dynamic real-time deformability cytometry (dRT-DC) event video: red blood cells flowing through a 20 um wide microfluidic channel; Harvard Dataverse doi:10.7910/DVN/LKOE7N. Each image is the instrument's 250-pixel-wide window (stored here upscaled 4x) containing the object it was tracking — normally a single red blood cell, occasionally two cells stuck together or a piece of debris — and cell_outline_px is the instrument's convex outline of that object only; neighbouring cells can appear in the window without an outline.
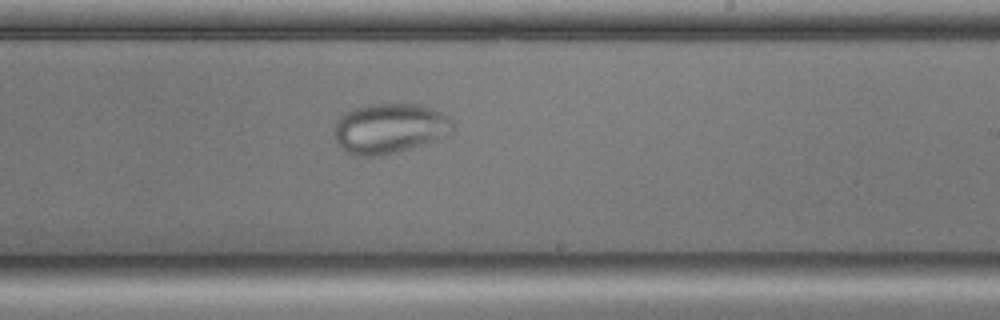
{"species": "common noctule bat (a hibernating species)", "species_latin": "Nyctalus noctula", "temperature_condition": "cold", "stored_images_in_passage": 44, "camera_frame_rate_fps": 3000, "um_per_image_px": 0.085, "animal": {"sex": "male", "body_mass_g": 17.9, "forearm_length_mm": 54.2}, "frame": {"image": 1, "passage_image": 20, "time_ms": 6.333, "image_size_px": [1000, 320], "cell_outline_px": [[456, 124], [452, 132], [432, 140], [384, 156], [352, 156], [336, 144], [332, 132], [336, 120], [344, 112], [352, 108], [368, 104], [416, 104], [432, 108], [448, 116]], "centroid_in_image_um": [33.03, 10.91], "position_along_channel_um": 256.0, "area_um2": 34.91}}